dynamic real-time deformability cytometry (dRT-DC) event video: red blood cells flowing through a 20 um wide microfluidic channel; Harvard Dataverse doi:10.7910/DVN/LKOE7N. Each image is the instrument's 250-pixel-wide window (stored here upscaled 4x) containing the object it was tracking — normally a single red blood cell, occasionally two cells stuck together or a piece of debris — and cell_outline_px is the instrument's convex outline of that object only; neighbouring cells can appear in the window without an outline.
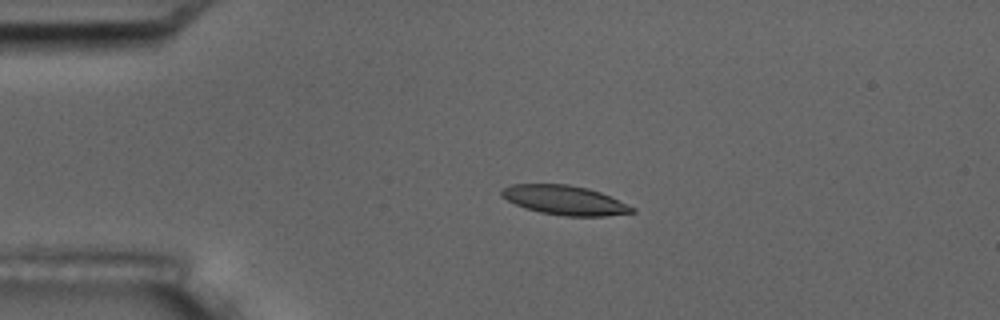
{"species": "common noctule bat (a hibernating species)", "species_latin": "Nyctalus noctula", "temperature_condition": "room temperature", "stored_images_in_passage": 5, "camera_frame_rate_fps": 3000, "um_per_image_px": 0.085, "animal": {"sex": "male", "body_mass_g": 17.5, "forearm_length_mm": 52.3}, "frame": {"image": 1, "passage_image": 3, "time_ms": 3.333, "image_size_px": [1000, 320], "cell_outline_px": [[636, 212], [608, 216], [564, 216], [540, 212], [524, 208], [500, 196], [500, 192], [504, 188], [512, 184], [568, 184], [588, 188], [600, 192], [636, 208]], "centroid_in_image_um": [48.01, 17.02], "position_along_channel_um": 37.0, "area_um2": 22.31}}
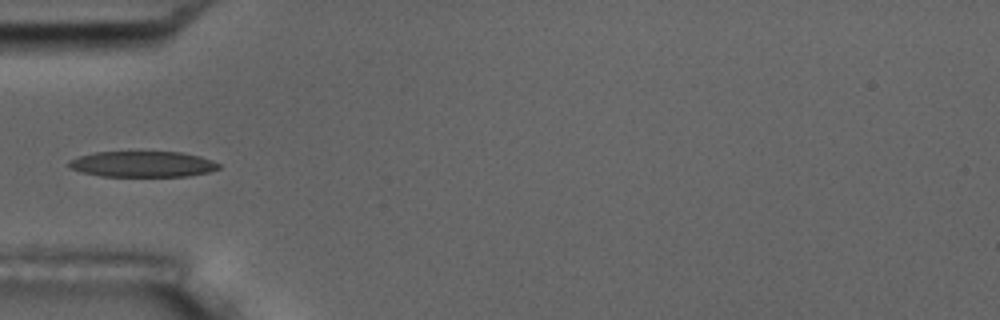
{"frame": {"image": 2, "passage_image": 5, "time_ms": 5.333, "image_size_px": [1000, 320], "cell_outline_px": [[220, 168], [208, 172], [188, 176], [100, 176], [68, 168], [68, 160], [80, 156], [96, 152], [180, 152], [200, 156], [212, 160], [220, 164]], "centroid_in_image_um": [12.12, 13.95], "position_along_channel_um": 72.9, "area_um2": 22.48}}